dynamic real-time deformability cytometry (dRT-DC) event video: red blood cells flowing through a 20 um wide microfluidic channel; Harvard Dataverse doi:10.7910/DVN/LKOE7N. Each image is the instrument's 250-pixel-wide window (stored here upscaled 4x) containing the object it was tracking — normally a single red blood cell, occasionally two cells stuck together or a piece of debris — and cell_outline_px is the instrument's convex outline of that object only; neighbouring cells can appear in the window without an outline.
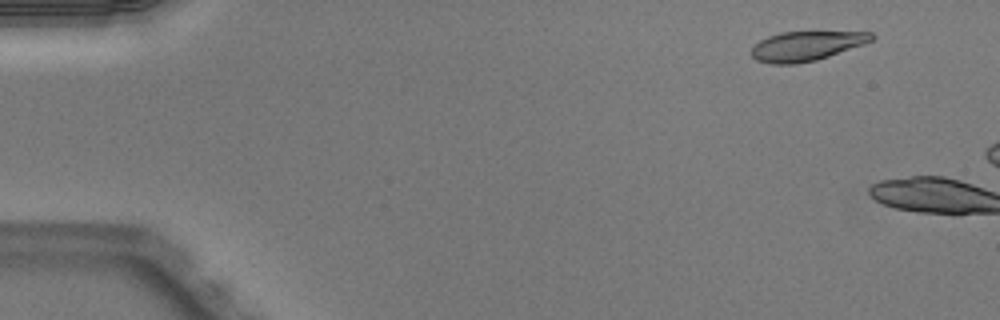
{"species": "Egyptian fruit bat (a non-hibernating species)", "species_latin": "Rousettus aegyptiacus", "temperature_condition": "warm", "stored_images_in_passage": 3, "camera_frame_rate_fps": 3000, "um_per_image_px": 0.085, "animal": {"sex": "male"}, "frame": {"image": 1, "passage_image": 1, "time_ms": 0.0, "image_size_px": [1000, 320], "cell_outline_px": [[876, 36], [872, 40], [828, 56], [816, 60], [796, 64], [772, 64], [756, 60], [752, 56], [752, 48], [760, 40], [768, 36], [780, 32], [872, 32]], "centroid_in_image_um": [68.5, 3.91], "position_along_channel_um": 16.5, "area_um2": 20.35}}